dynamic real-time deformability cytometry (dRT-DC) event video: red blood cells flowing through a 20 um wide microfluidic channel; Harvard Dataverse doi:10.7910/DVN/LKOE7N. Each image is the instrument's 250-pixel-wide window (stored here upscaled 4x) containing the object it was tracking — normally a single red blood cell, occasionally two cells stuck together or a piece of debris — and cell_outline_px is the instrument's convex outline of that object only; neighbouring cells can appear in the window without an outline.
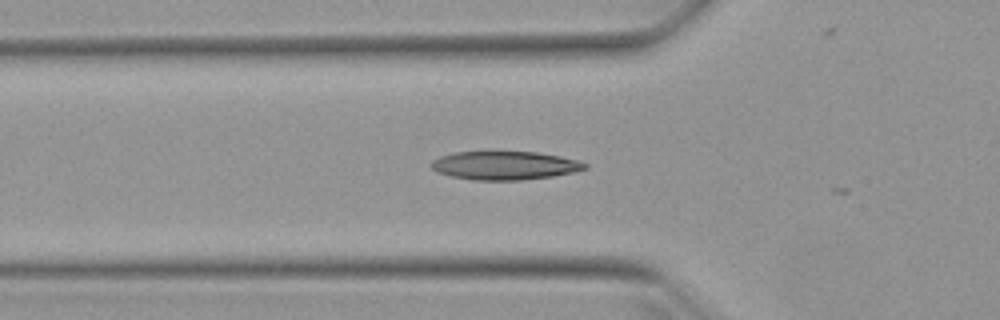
{"species": "Egyptian fruit bat (a non-hibernating species)", "species_latin": "Rousettus aegyptiacus", "temperature_condition": "warm", "stored_images_in_passage": 8, "camera_frame_rate_fps": 3000, "um_per_image_px": 0.085, "animal": {"sex": "female"}, "frame": {"image": 1, "passage_image": 2, "time_ms": 0.333, "image_size_px": [1000, 320], "cell_outline_px": [[588, 168], [572, 172], [552, 176], [520, 180], [472, 180], [452, 176], [436, 172], [428, 164], [432, 160], [440, 156], [456, 152], [536, 152], [560, 156], [580, 160], [588, 164]], "centroid_in_image_um": [42.89, 14.06], "position_along_channel_um": 82.9, "area_um2": 25.55}}
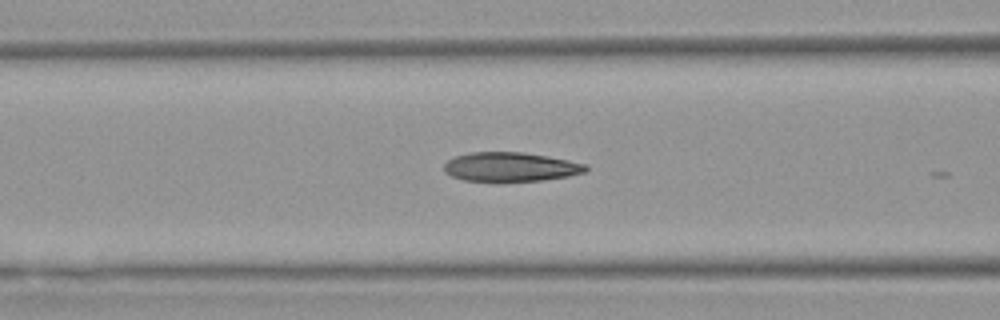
{"frame": {"image": 2, "passage_image": 5, "time_ms": 1.333, "image_size_px": [1000, 320], "cell_outline_px": [[588, 168], [584, 172], [568, 176], [544, 180], [496, 184], [464, 180], [452, 176], [444, 172], [444, 164], [448, 160], [456, 156], [472, 152], [520, 152], [548, 156], [588, 164]], "centroid_in_image_um": [43.37, 14.23], "position_along_channel_um": 123.2, "area_um2": 24.85}}